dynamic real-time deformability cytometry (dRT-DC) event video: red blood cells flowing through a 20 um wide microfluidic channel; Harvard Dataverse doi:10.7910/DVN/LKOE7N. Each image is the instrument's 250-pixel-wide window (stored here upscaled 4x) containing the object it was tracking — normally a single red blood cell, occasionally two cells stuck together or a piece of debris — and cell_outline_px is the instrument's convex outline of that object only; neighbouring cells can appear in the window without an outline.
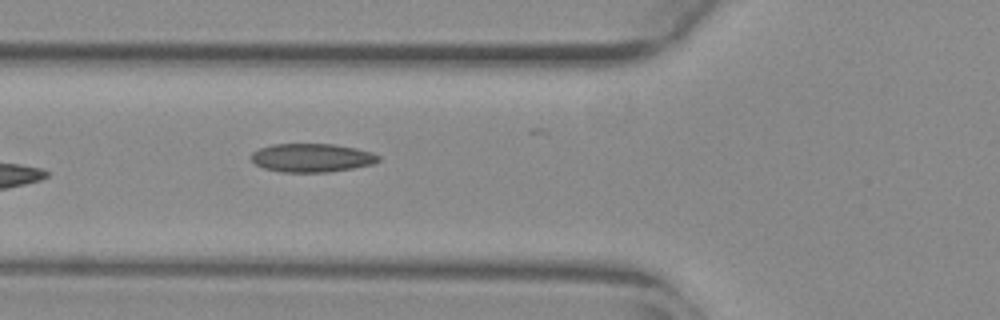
{"species": "common noctule bat (a hibernating species)", "species_latin": "Nyctalus noctula", "temperature_condition": "warm", "stored_images_in_passage": 27, "camera_frame_rate_fps": 3000, "um_per_image_px": 0.085, "animal": {"sex": "female", "body_mass_g": 29.2, "forearm_length_mm": 56.3}, "frame": {"image": 1, "passage_image": 5, "time_ms": 1.333, "image_size_px": [1000, 320], "cell_outline_px": [[380, 160], [372, 164], [352, 168], [328, 172], [280, 172], [264, 168], [256, 164], [252, 160], [252, 152], [260, 148], [272, 144], [332, 144], [356, 148], [372, 152], [380, 156]], "centroid_in_image_um": [26.51, 13.41], "position_along_channel_um": 99.3, "area_um2": 21.1}}
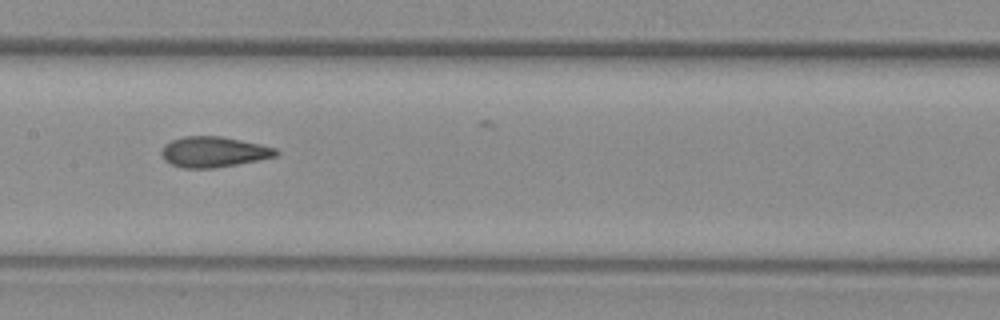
{"frame": {"image": 2, "passage_image": 12, "time_ms": 3.667, "image_size_px": [1000, 320], "cell_outline_px": [[280, 152], [276, 156], [236, 164], [212, 168], [184, 168], [172, 164], [164, 160], [160, 152], [164, 144], [172, 140], [184, 136], [220, 136], [260, 144], [276, 148]], "centroid_in_image_um": [18.13, 12.9], "position_along_channel_um": 189.3, "area_um2": 20.23}}
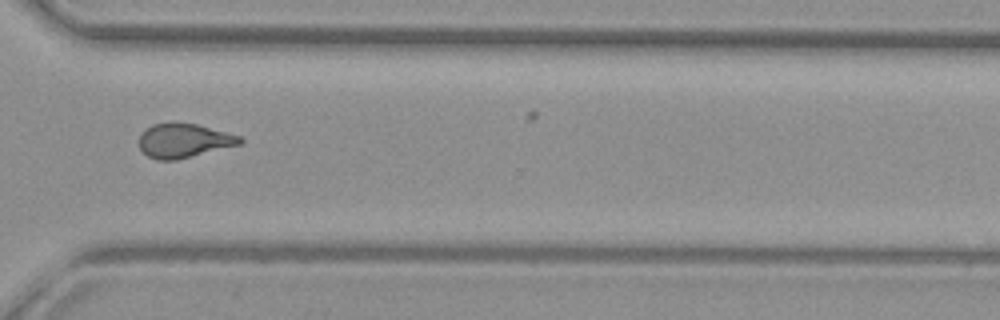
{"frame": {"image": 3, "passage_image": 25, "time_ms": 8.0, "image_size_px": [1000, 320], "cell_outline_px": [[244, 140], [240, 144], [176, 160], [156, 160], [148, 156], [140, 148], [140, 136], [152, 124], [172, 120], [176, 120], [196, 124], [240, 136]], "centroid_in_image_um": [15.61, 11.92], "position_along_channel_um": 355.0, "area_um2": 20.11}}